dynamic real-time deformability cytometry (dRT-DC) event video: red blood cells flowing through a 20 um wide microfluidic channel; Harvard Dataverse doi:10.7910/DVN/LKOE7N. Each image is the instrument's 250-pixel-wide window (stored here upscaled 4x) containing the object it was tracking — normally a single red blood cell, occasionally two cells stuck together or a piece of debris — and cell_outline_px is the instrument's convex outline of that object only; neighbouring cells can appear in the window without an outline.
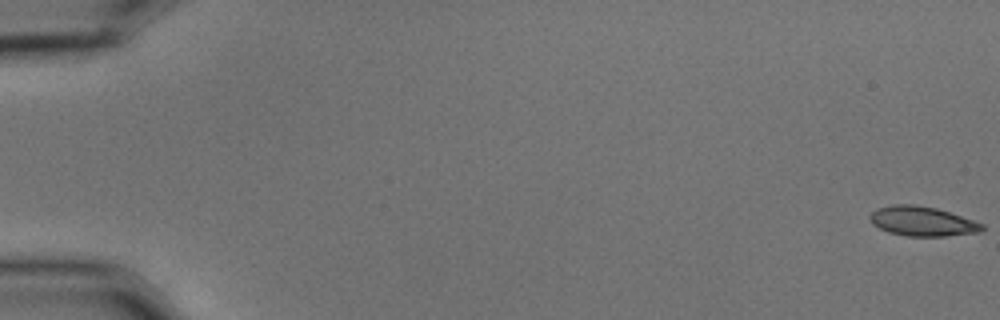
{"species": "common noctule bat (a hibernating species)", "species_latin": "Nyctalus noctula", "temperature_condition": "cold", "stored_images_in_passage": 57, "camera_frame_rate_fps": 3000, "um_per_image_px": 0.085, "animal": {"sex": "male", "body_mass_g": 15.6}, "frame": {"image": 1, "passage_image": 1, "time_ms": 0.0, "image_size_px": [1000, 320], "cell_outline_px": [[984, 228], [980, 232], [944, 236], [904, 236], [888, 232], [872, 224], [868, 216], [876, 208], [892, 204], [916, 204], [936, 208], [984, 224]], "centroid_in_image_um": [78.34, 18.8], "position_along_channel_um": 6.7, "area_um2": 19.36}}
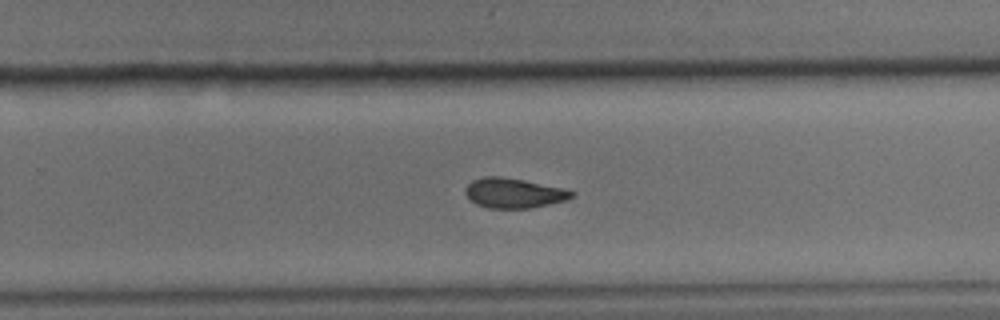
{"frame": {"image": 2, "passage_image": 38, "time_ms": 12.333, "image_size_px": [1000, 320], "cell_outline_px": [[576, 196], [564, 200], [532, 208], [488, 208], [476, 204], [464, 192], [464, 188], [472, 180], [484, 176], [500, 176], [524, 180], [564, 188], [576, 192]], "centroid_in_image_um": [43.68, 16.4], "position_along_channel_um": 286.1, "area_um2": 18.55}}
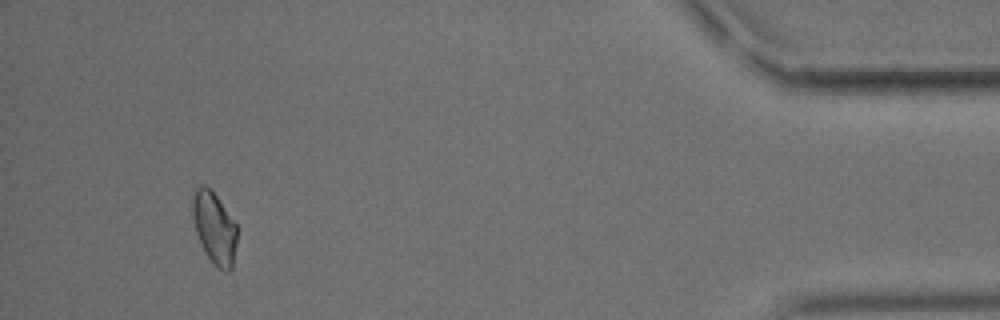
{"frame": {"image": 3, "passage_image": 54, "time_ms": 17.667, "image_size_px": [1000, 320], "cell_outline_px": [[240, 228], [232, 268], [228, 272], [224, 272], [216, 268], [212, 264], [200, 244], [196, 232], [192, 216], [192, 188], [200, 184], [204, 184], [212, 188]], "centroid_in_image_um": [18.24, 19.34], "position_along_channel_um": 417.0, "area_um2": 19.77}, "authors_computed_cell_mechanics": {"area_um2": 18.9584, "velocity_mm_per_s": 3.589, "shape_relaxation_time_tau1_ms": 9.7088, "shape_relaxation_time_tau2_ms": 3.1721, "deformation_change_tau1": 0.1584, "deformation_change_tau2": 0.075}}